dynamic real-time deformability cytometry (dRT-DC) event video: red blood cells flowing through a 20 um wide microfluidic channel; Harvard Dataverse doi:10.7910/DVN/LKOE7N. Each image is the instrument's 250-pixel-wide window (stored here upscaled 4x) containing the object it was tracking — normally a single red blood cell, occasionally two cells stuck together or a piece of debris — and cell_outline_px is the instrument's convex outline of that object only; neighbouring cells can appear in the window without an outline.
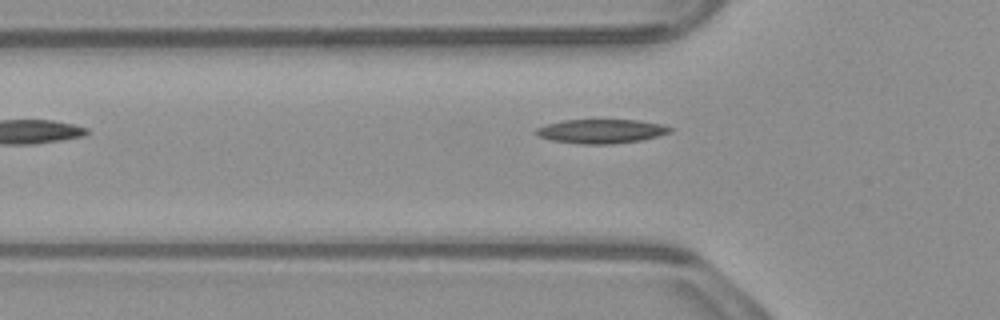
{"species": "common noctule bat (a hibernating species)", "species_latin": "Nyctalus noctula", "temperature_condition": "warm", "stored_images_in_passage": 33, "camera_frame_rate_fps": 3000, "um_per_image_px": 0.085, "animal": {"sex": "male", "body_mass_g": 23.1, "forearm_length_mm": 52.7}, "frame": {"image": 1, "passage_image": 2, "time_ms": 0.333, "image_size_px": [1000, 320], "cell_outline_px": [[676, 128], [672, 132], [640, 140], [612, 144], [580, 144], [552, 140], [540, 136], [536, 132], [536, 128], [548, 124], [564, 120], [640, 120], [664, 124]], "centroid_in_image_um": [51.19, 11.15], "position_along_channel_um": 74.6, "area_um2": 18.79}}
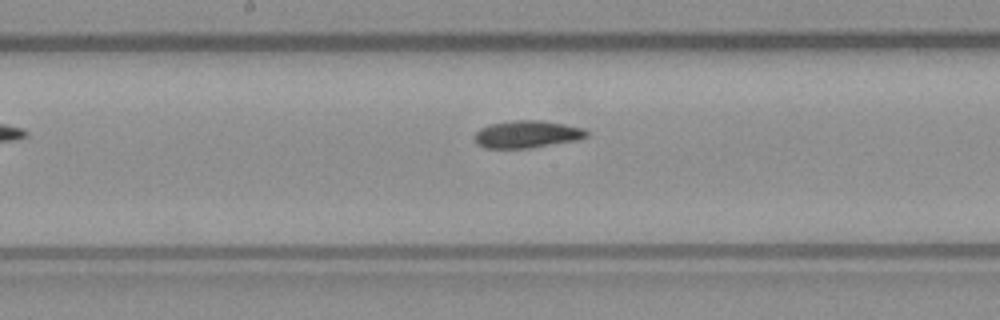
{"frame": {"image": 2, "passage_image": 12, "time_ms": 3.667, "image_size_px": [1000, 320], "cell_outline_px": [[588, 136], [576, 140], [532, 148], [484, 148], [476, 144], [472, 136], [480, 128], [488, 124], [516, 120], [544, 120], [584, 128], [588, 132]], "centroid_in_image_um": [44.76, 11.41], "position_along_channel_um": 203.4, "area_um2": 18.09}}
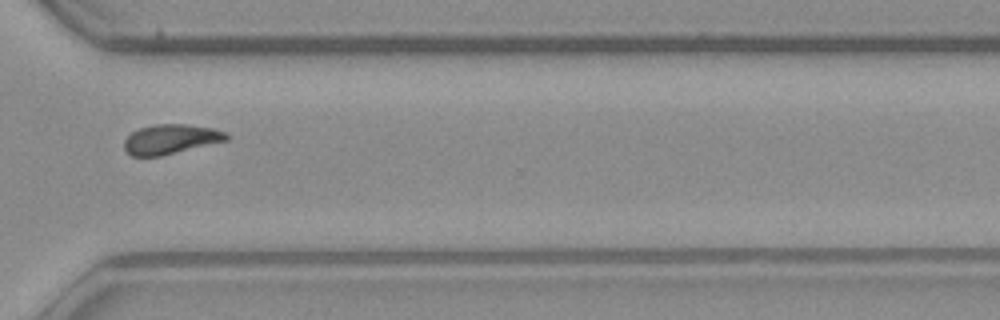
{"frame": {"image": 3, "passage_image": 24, "time_ms": 7.667, "image_size_px": [1000, 320], "cell_outline_px": [[228, 140], [160, 156], [132, 156], [124, 148], [124, 140], [132, 132], [140, 128], [156, 124], [188, 124], [212, 128], [228, 132]], "centroid_in_image_um": [14.52, 11.82], "position_along_channel_um": 356.1, "area_um2": 17.57}, "authors_computed_cell_mechanics": {"area_um2": 17.7446, "velocity_mm_per_s": 3.8301, "shape_relaxation_time_tau1_ms": 7.7664, "shape_relaxation_time_tau2_ms": 6.0859, "deformation_change_tau1": 0.1865, "deformation_change_tau2": 0.0983}}